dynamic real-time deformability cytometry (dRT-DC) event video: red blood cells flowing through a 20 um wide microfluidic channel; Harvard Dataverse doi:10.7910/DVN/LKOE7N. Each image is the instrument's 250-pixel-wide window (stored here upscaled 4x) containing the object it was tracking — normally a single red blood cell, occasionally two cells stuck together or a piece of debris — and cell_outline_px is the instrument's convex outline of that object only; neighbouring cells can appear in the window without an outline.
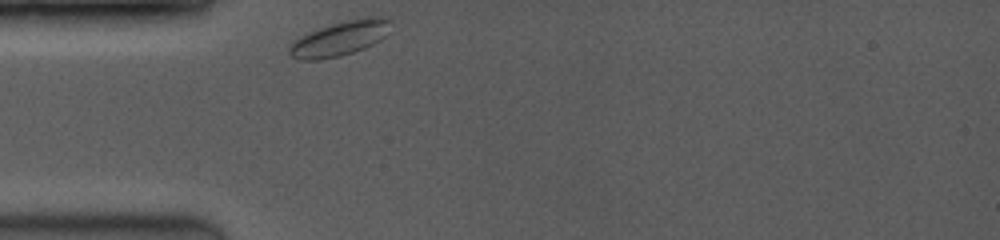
{"species": "common noctule bat (a hibernating species)", "species_latin": "Nyctalus noctula", "temperature_condition": "room temperature", "stored_images_in_passage": 5, "camera_frame_rate_fps": 3500, "um_per_image_px": 0.085, "animal": {"sex": "female", "body_mass_g": 19.0, "forearm_length_mm": 53.3}, "frame": {"image": 1, "passage_image": 1, "time_ms": 0.0, "image_size_px": [1000, 240], "cell_outline_px": [[392, 20], [384, 36], [380, 40], [364, 48], [340, 56], [320, 60], [300, 60], [292, 56], [288, 52], [288, 48], [292, 40], [300, 36], [320, 28], [344, 20], [364, 16], [388, 16]], "centroid_in_image_um": [28.88, 3.25], "position_along_channel_um": 56.1, "area_um2": 20.63}}
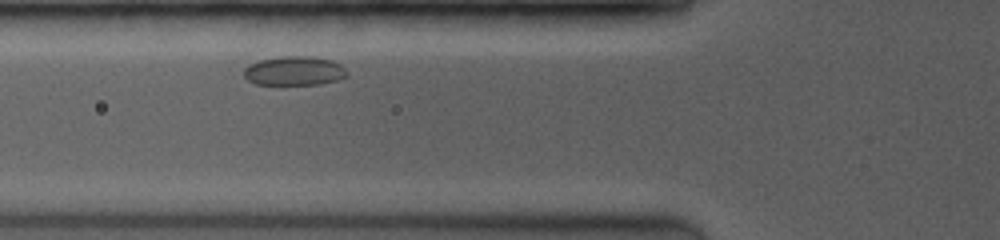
{"frame": {"image": 2, "passage_image": 4, "time_ms": 1.429, "image_size_px": [1000, 240], "cell_outline_px": [[348, 76], [340, 80], [320, 84], [256, 84], [248, 80], [244, 76], [244, 68], [248, 64], [260, 60], [280, 56], [312, 56], [332, 60], [340, 64], [348, 72]], "centroid_in_image_um": [25.04, 6.02], "position_along_channel_um": 100.8, "area_um2": 17.69}}